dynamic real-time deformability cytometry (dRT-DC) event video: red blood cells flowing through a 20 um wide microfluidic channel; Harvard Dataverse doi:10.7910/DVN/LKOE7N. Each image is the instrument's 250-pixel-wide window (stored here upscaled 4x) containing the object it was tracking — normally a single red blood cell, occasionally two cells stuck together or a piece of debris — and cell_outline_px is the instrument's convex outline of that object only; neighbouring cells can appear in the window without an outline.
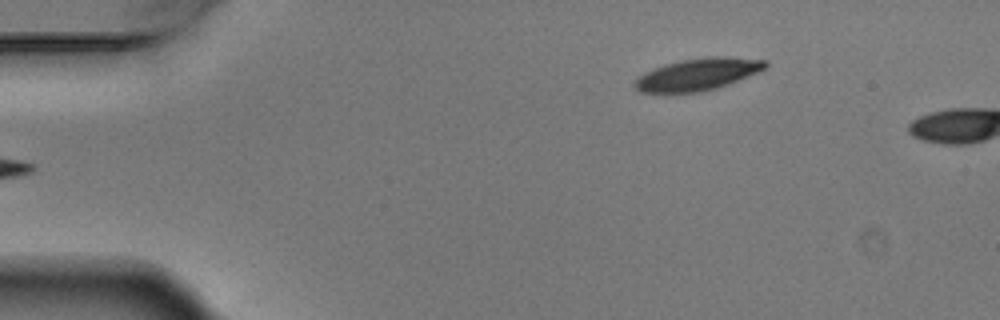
{"species": "Egyptian fruit bat (a non-hibernating species)", "species_latin": "Rousettus aegyptiacus", "temperature_condition": "warm", "stored_images_in_passage": 3, "camera_frame_rate_fps": 3000, "um_per_image_px": 0.085, "animal": {"sex": "male"}, "frame": {"image": 1, "passage_image": 3, "time_ms": 0.667, "image_size_px": [1000, 320], "cell_outline_px": [[768, 68], [728, 84], [716, 88], [700, 92], [640, 92], [632, 84], [644, 72], [664, 64], [680, 60], [708, 56], [724, 56], [768, 60]], "centroid_in_image_um": [59.34, 6.3], "position_along_channel_um": 25.7, "area_um2": 24.39}}